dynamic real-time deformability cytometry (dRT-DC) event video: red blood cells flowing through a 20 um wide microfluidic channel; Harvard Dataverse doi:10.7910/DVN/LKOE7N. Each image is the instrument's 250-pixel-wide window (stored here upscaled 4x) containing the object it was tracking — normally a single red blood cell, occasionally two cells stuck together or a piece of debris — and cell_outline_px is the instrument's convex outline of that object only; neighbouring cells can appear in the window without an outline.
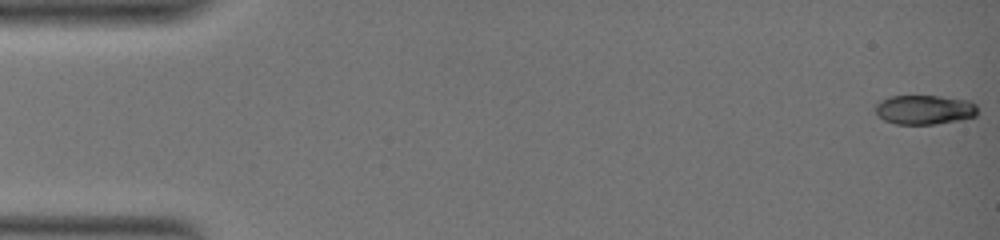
{"species": "common noctule bat (a hibernating species)", "species_latin": "Nyctalus noctula", "temperature_condition": "warm", "stored_images_in_passage": 73, "camera_frame_rate_fps": 3000, "um_per_image_px": 0.085, "animal": {"sex": "female", "body_mass_g": 19.0, "forearm_length_mm": 51.5}, "frame": {"image": 1, "passage_image": 1, "time_ms": 0.0, "image_size_px": [1000, 240], "cell_outline_px": [[976, 116], [964, 120], [936, 124], [896, 124], [884, 120], [876, 112], [876, 104], [880, 100], [888, 96], [940, 96], [968, 100], [976, 104]], "centroid_in_image_um": [78.6, 9.32], "position_along_channel_um": 6.4, "area_um2": 17.63}}
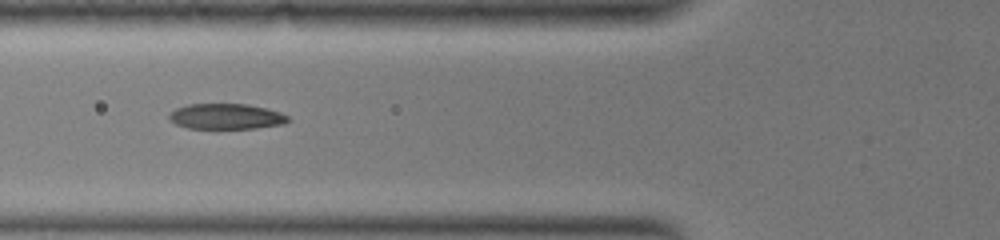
{"frame": {"image": 2, "passage_image": 29, "time_ms": 8.667, "image_size_px": [1000, 240], "cell_outline_px": [[292, 120], [284, 124], [256, 128], [216, 132], [188, 128], [176, 124], [168, 120], [168, 116], [176, 108], [188, 104], [248, 104], [268, 108], [280, 112], [288, 116]], "centroid_in_image_um": [19.23, 9.95], "position_along_channel_um": 106.6, "area_um2": 18.79}}
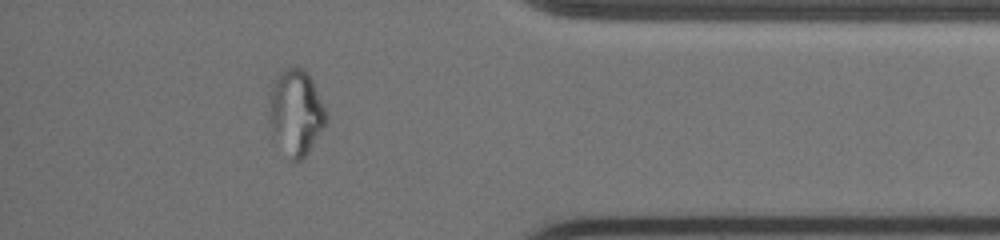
{"frame": {"image": 3, "passage_image": 63, "time_ms": 19.333, "image_size_px": [1000, 240], "cell_outline_px": [[328, 120], [324, 128], [308, 152], [300, 160], [292, 160], [272, 128], [268, 120], [268, 96], [272, 80], [284, 68], [296, 64], [308, 72], [312, 80], [328, 116]], "centroid_in_image_um": [25.15, 9.43], "position_along_channel_um": 410.1, "area_um2": 28.32}}